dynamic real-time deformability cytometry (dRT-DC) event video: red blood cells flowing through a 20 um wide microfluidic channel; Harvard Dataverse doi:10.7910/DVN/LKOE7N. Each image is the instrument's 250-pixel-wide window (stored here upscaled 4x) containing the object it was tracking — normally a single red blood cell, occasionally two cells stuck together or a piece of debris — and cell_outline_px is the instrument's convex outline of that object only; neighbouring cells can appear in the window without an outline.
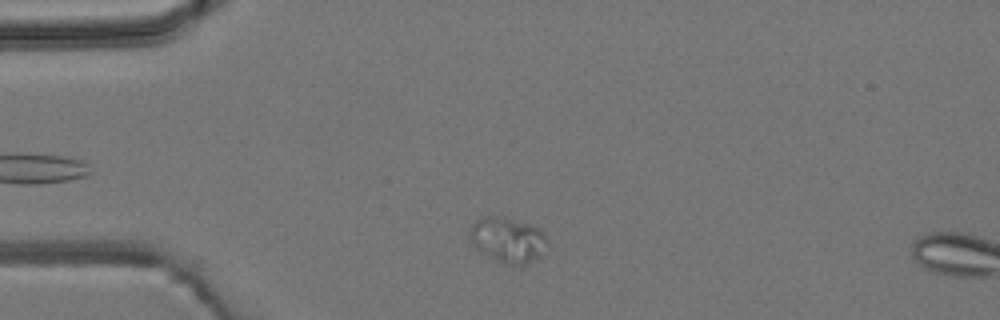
{"species": "common noctule bat (a hibernating species)", "species_latin": "Nyctalus noctula", "temperature_condition": "room temperature", "stored_images_in_passage": 4, "camera_frame_rate_fps": 3000, "um_per_image_px": 0.085, "animal": {"sex": "male", "body_mass_g": 19.2, "forearm_length_mm": 51.8}, "frame": {"image": 1, "passage_image": 4, "time_ms": 3.667, "image_size_px": [1000, 320], "cell_outline_px": [[548, 244], [540, 256], [528, 264], [512, 268], [500, 264], [484, 256], [472, 244], [468, 232], [472, 224], [476, 220], [488, 216], [504, 216], [532, 224], [540, 228], [544, 232], [548, 240]], "centroid_in_image_um": [43.17, 20.43], "position_along_channel_um": 41.8, "area_um2": 21.5}}